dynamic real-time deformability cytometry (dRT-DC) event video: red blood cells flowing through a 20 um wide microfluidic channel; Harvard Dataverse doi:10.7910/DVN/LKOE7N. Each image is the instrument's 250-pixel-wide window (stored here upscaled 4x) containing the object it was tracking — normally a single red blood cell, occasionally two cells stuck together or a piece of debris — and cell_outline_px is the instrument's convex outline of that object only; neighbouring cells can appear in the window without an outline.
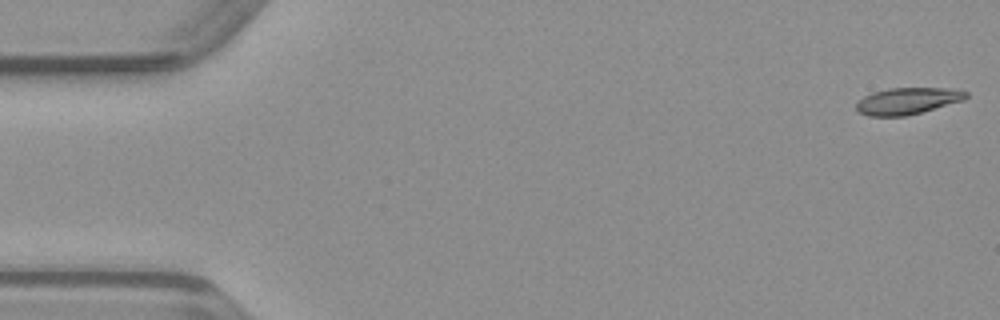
{"species": "common noctule bat (a hibernating species)", "species_latin": "Nyctalus noctula", "temperature_condition": "warm", "stored_images_in_passage": 49, "camera_frame_rate_fps": 3000, "um_per_image_px": 0.085, "animal": {"sex": "male", "body_mass_g": 23.1, "forearm_length_mm": 52.7}, "frame": {"image": 1, "passage_image": 1, "time_ms": 0.0, "image_size_px": [1000, 320], "cell_outline_px": [[968, 96], [964, 100], [920, 112], [904, 116], [868, 116], [856, 112], [856, 104], [864, 96], [872, 92], [888, 88], [956, 88], [968, 92]], "centroid_in_image_um": [77.13, 8.57], "position_along_channel_um": 7.9, "area_um2": 17.11}}
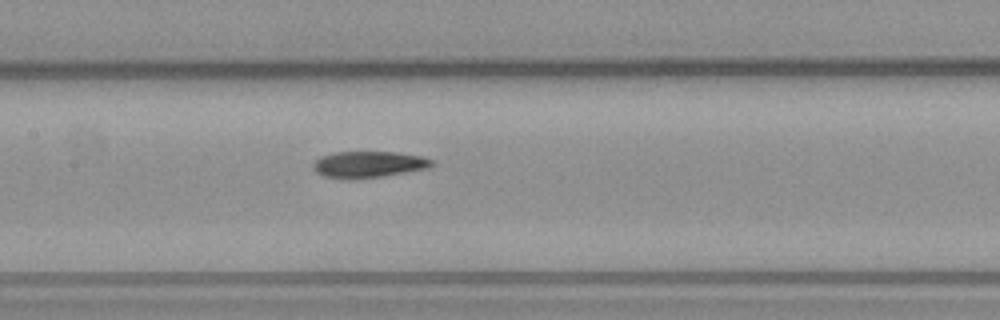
{"frame": {"image": 2, "passage_image": 23, "time_ms": 7.333, "image_size_px": [1000, 320], "cell_outline_px": [[432, 164], [428, 168], [384, 176], [356, 180], [348, 180], [324, 176], [316, 172], [312, 168], [312, 164], [320, 156], [332, 152], [400, 152], [420, 156], [432, 160]], "centroid_in_image_um": [31.26, 13.98], "position_along_channel_um": 176.1, "area_um2": 18.5}}
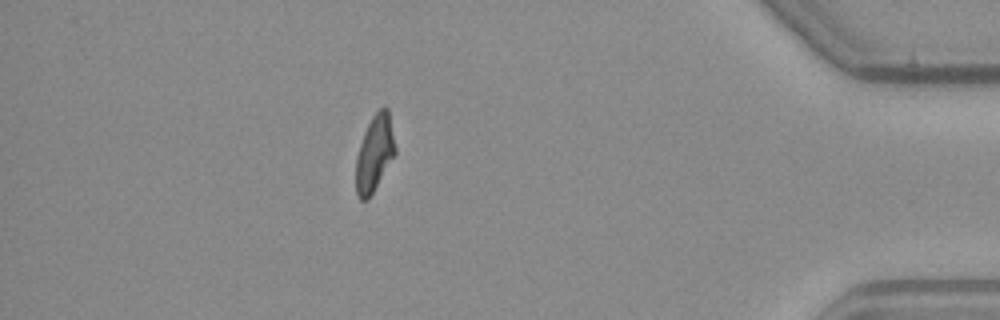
{"frame": {"image": 3, "passage_image": 43, "time_ms": 14.0, "image_size_px": [1000, 320], "cell_outline_px": [[396, 152], [368, 200], [360, 200], [356, 192], [356, 156], [364, 132], [372, 116], [384, 104], [388, 108], [396, 148]], "centroid_in_image_um": [31.83, 13.01], "position_along_channel_um": 403.4, "area_um2": 17.34}}